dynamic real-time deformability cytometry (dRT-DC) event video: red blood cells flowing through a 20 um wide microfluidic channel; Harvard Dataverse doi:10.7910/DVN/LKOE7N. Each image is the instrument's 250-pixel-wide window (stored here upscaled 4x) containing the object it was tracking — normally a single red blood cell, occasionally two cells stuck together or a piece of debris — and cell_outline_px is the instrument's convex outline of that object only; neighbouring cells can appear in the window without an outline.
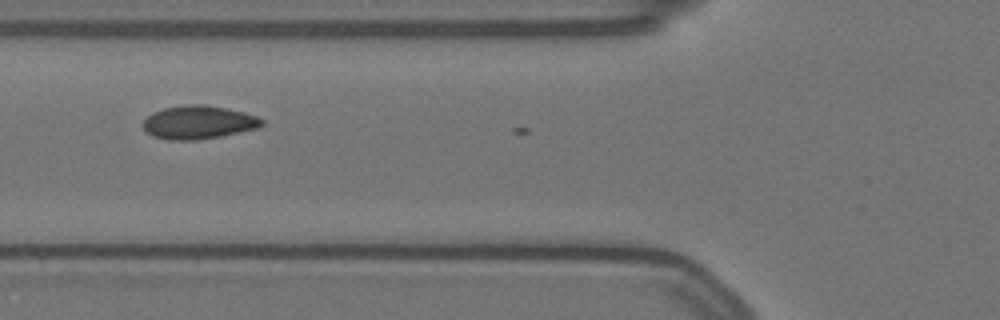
{"species": "Egyptian fruit bat (a non-hibernating species)", "species_latin": "Rousettus aegyptiacus", "temperature_condition": "warm", "stored_images_in_passage": 5, "camera_frame_rate_fps": 3000, "um_per_image_px": 0.085, "animal": {"sex": "female"}, "frame": {"image": 1, "passage_image": 3, "time_ms": 0.667, "image_size_px": [1000, 320], "cell_outline_px": [[264, 124], [260, 128], [220, 136], [196, 140], [168, 140], [152, 136], [144, 132], [144, 120], [152, 112], [164, 108], [184, 104], [204, 104], [244, 112], [256, 116], [264, 120]], "centroid_in_image_um": [16.86, 10.4], "position_along_channel_um": 108.9, "area_um2": 23.24}}